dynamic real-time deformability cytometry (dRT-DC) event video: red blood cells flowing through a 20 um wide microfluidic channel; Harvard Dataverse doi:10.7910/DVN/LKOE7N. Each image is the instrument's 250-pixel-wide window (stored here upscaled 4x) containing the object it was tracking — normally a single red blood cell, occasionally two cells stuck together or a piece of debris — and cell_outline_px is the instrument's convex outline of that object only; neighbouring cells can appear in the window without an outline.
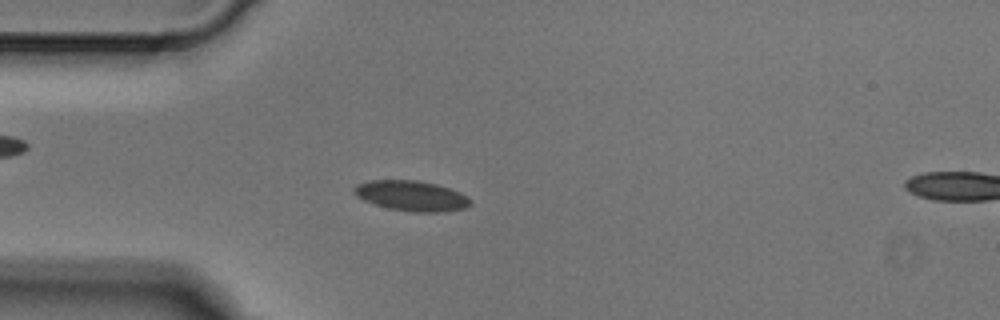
{"species": "Egyptian fruit bat (a non-hibernating species)", "species_latin": "Rousettus aegyptiacus", "temperature_condition": "cold", "stored_images_in_passage": 3, "camera_frame_rate_fps": 3000, "um_per_image_px": 0.085, "animal": {"sex": "male"}, "frame": {"image": 1, "passage_image": 3, "time_ms": 0.667, "image_size_px": [1000, 320], "cell_outline_px": [[472, 204], [464, 208], [444, 212], [412, 212], [388, 208], [364, 200], [356, 196], [352, 192], [352, 188], [356, 184], [368, 180], [416, 180], [436, 184], [460, 192], [468, 196], [472, 200]], "centroid_in_image_um": [34.97, 16.64], "position_along_channel_um": 50.0, "area_um2": 20.69}}